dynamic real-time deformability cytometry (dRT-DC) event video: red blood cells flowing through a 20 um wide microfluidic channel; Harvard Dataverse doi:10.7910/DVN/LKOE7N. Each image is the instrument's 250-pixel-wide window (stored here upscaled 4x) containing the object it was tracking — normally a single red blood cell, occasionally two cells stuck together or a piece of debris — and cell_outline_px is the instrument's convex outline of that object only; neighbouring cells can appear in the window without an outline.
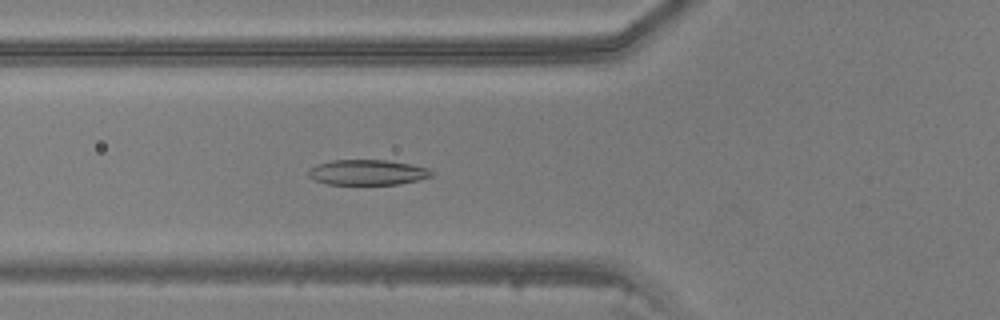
{"species": "common noctule bat (a hibernating species)", "species_latin": "Nyctalus noctula", "temperature_condition": "warm", "stored_images_in_passage": 47, "camera_frame_rate_fps": 3000, "um_per_image_px": 0.085, "animal": {"sex": "male", "body_mass_g": 20.5, "forearm_length_mm": 52.5}, "frame": {"image": 1, "passage_image": 18, "time_ms": 5.667, "image_size_px": [1000, 320], "cell_outline_px": [[432, 176], [420, 180], [400, 184], [328, 184], [316, 180], [308, 176], [308, 172], [312, 168], [320, 164], [332, 160], [388, 160], [428, 168], [432, 172]], "centroid_in_image_um": [31.27, 14.65], "position_along_channel_um": 94.5, "area_um2": 17.92}}
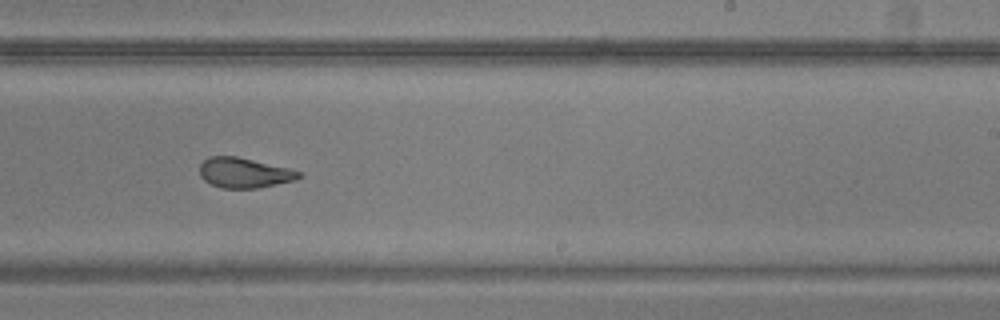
{"frame": {"image": 2, "passage_image": 30, "time_ms": 9.667, "image_size_px": [1000, 320], "cell_outline_px": [[304, 176], [296, 180], [256, 188], [220, 188], [204, 180], [200, 176], [200, 164], [208, 156], [236, 156], [288, 168], [300, 172]], "centroid_in_image_um": [20.75, 14.69], "position_along_channel_um": 268.3, "area_um2": 17.34}}
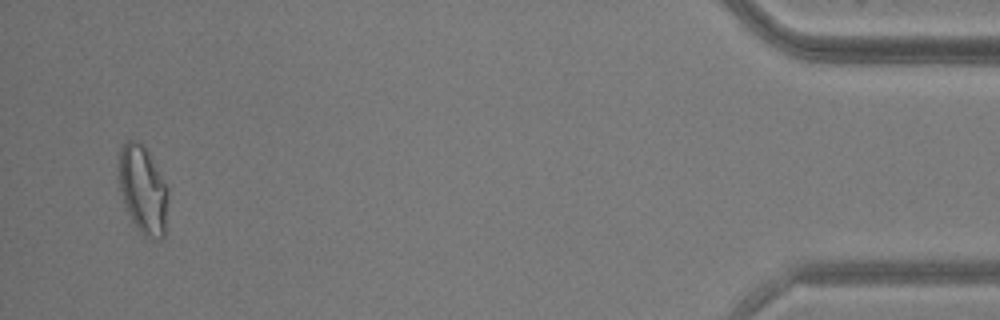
{"frame": {"image": 3, "passage_image": 46, "time_ms": 15.0, "image_size_px": [1000, 320], "cell_outline_px": [[168, 196], [164, 236], [160, 240], [156, 240], [144, 236], [140, 232], [132, 220], [124, 204], [120, 192], [116, 168], [120, 148], [128, 140], [140, 140], [144, 144], [168, 188]], "centroid_in_image_um": [12.12, 16.09], "position_along_channel_um": 423.1, "area_um2": 25.78}}